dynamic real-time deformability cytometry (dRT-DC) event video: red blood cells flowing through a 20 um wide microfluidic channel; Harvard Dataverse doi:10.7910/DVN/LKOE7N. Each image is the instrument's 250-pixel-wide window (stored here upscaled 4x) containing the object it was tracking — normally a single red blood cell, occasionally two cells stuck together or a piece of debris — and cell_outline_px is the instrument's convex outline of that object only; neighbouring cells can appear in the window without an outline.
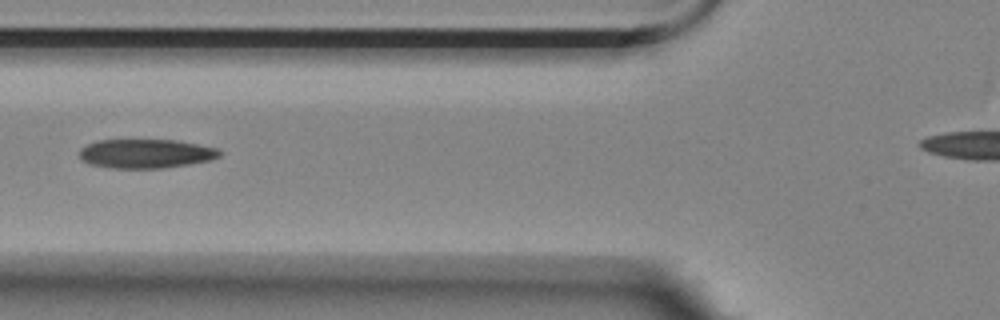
{"species": "Egyptian fruit bat (a non-hibernating species)", "species_latin": "Rousettus aegyptiacus", "temperature_condition": "room temperature", "stored_images_in_passage": 7, "camera_frame_rate_fps": 3000, "um_per_image_px": 0.085, "animal": {"sex": "female"}, "frame": {"image": 1, "passage_image": 7, "time_ms": 2.0, "image_size_px": [1000, 320], "cell_outline_px": [[220, 156], [208, 160], [188, 164], [164, 168], [108, 168], [88, 164], [80, 160], [80, 148], [96, 140], [176, 140], [216, 148], [220, 152]], "centroid_in_image_um": [12.32, 13.06], "position_along_channel_um": 113.5, "area_um2": 23.7}}